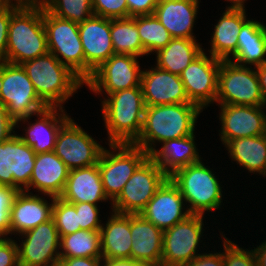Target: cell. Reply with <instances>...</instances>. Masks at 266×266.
I'll return each instance as SVG.
<instances>
[{
	"mask_svg": "<svg viewBox=\"0 0 266 266\" xmlns=\"http://www.w3.org/2000/svg\"><path fill=\"white\" fill-rule=\"evenodd\" d=\"M203 110L194 103L146 106L141 133L133 145L150 154L156 143L194 134Z\"/></svg>",
	"mask_w": 266,
	"mask_h": 266,
	"instance_id": "1",
	"label": "cell"
},
{
	"mask_svg": "<svg viewBox=\"0 0 266 266\" xmlns=\"http://www.w3.org/2000/svg\"><path fill=\"white\" fill-rule=\"evenodd\" d=\"M48 52L43 5H19L11 2L5 62L21 65Z\"/></svg>",
	"mask_w": 266,
	"mask_h": 266,
	"instance_id": "2",
	"label": "cell"
},
{
	"mask_svg": "<svg viewBox=\"0 0 266 266\" xmlns=\"http://www.w3.org/2000/svg\"><path fill=\"white\" fill-rule=\"evenodd\" d=\"M101 103L108 144H133L141 133L144 120L146 106L142 88L110 93Z\"/></svg>",
	"mask_w": 266,
	"mask_h": 266,
	"instance_id": "3",
	"label": "cell"
},
{
	"mask_svg": "<svg viewBox=\"0 0 266 266\" xmlns=\"http://www.w3.org/2000/svg\"><path fill=\"white\" fill-rule=\"evenodd\" d=\"M21 66L31 80L39 98L48 107L64 108L65 101L67 102L85 84L49 52L25 61Z\"/></svg>",
	"mask_w": 266,
	"mask_h": 266,
	"instance_id": "4",
	"label": "cell"
},
{
	"mask_svg": "<svg viewBox=\"0 0 266 266\" xmlns=\"http://www.w3.org/2000/svg\"><path fill=\"white\" fill-rule=\"evenodd\" d=\"M205 166L202 159L199 162L177 170L170 179L179 188L189 212L204 215L222 206V185L216 175Z\"/></svg>",
	"mask_w": 266,
	"mask_h": 266,
	"instance_id": "5",
	"label": "cell"
},
{
	"mask_svg": "<svg viewBox=\"0 0 266 266\" xmlns=\"http://www.w3.org/2000/svg\"><path fill=\"white\" fill-rule=\"evenodd\" d=\"M0 102L15 122V128L19 122H28L48 107L39 98L23 67L8 62H0Z\"/></svg>",
	"mask_w": 266,
	"mask_h": 266,
	"instance_id": "6",
	"label": "cell"
},
{
	"mask_svg": "<svg viewBox=\"0 0 266 266\" xmlns=\"http://www.w3.org/2000/svg\"><path fill=\"white\" fill-rule=\"evenodd\" d=\"M254 68L222 60L215 102L221 105L266 106L256 67Z\"/></svg>",
	"mask_w": 266,
	"mask_h": 266,
	"instance_id": "7",
	"label": "cell"
},
{
	"mask_svg": "<svg viewBox=\"0 0 266 266\" xmlns=\"http://www.w3.org/2000/svg\"><path fill=\"white\" fill-rule=\"evenodd\" d=\"M43 23L49 53L85 83V56L79 35V24L51 14L44 6Z\"/></svg>",
	"mask_w": 266,
	"mask_h": 266,
	"instance_id": "8",
	"label": "cell"
},
{
	"mask_svg": "<svg viewBox=\"0 0 266 266\" xmlns=\"http://www.w3.org/2000/svg\"><path fill=\"white\" fill-rule=\"evenodd\" d=\"M107 145L110 148H104L98 167L104 191L112 204L137 168L149 157V154L133 144Z\"/></svg>",
	"mask_w": 266,
	"mask_h": 266,
	"instance_id": "9",
	"label": "cell"
},
{
	"mask_svg": "<svg viewBox=\"0 0 266 266\" xmlns=\"http://www.w3.org/2000/svg\"><path fill=\"white\" fill-rule=\"evenodd\" d=\"M168 176L149 157L137 168L112 202V211L140 214Z\"/></svg>",
	"mask_w": 266,
	"mask_h": 266,
	"instance_id": "10",
	"label": "cell"
},
{
	"mask_svg": "<svg viewBox=\"0 0 266 266\" xmlns=\"http://www.w3.org/2000/svg\"><path fill=\"white\" fill-rule=\"evenodd\" d=\"M204 215L191 214L163 232L162 266H185L200 253Z\"/></svg>",
	"mask_w": 266,
	"mask_h": 266,
	"instance_id": "11",
	"label": "cell"
},
{
	"mask_svg": "<svg viewBox=\"0 0 266 266\" xmlns=\"http://www.w3.org/2000/svg\"><path fill=\"white\" fill-rule=\"evenodd\" d=\"M139 57L113 54L103 62L85 82L95 94L107 95L124 89L141 87L142 69ZM141 69V70H140Z\"/></svg>",
	"mask_w": 266,
	"mask_h": 266,
	"instance_id": "12",
	"label": "cell"
},
{
	"mask_svg": "<svg viewBox=\"0 0 266 266\" xmlns=\"http://www.w3.org/2000/svg\"><path fill=\"white\" fill-rule=\"evenodd\" d=\"M104 148L70 118L60 128L53 152L73 170L97 164Z\"/></svg>",
	"mask_w": 266,
	"mask_h": 266,
	"instance_id": "13",
	"label": "cell"
},
{
	"mask_svg": "<svg viewBox=\"0 0 266 266\" xmlns=\"http://www.w3.org/2000/svg\"><path fill=\"white\" fill-rule=\"evenodd\" d=\"M36 153L16 133L0 144V185L24 191L30 184Z\"/></svg>",
	"mask_w": 266,
	"mask_h": 266,
	"instance_id": "14",
	"label": "cell"
},
{
	"mask_svg": "<svg viewBox=\"0 0 266 266\" xmlns=\"http://www.w3.org/2000/svg\"><path fill=\"white\" fill-rule=\"evenodd\" d=\"M21 236L19 266H55L60 259V237L52 218Z\"/></svg>",
	"mask_w": 266,
	"mask_h": 266,
	"instance_id": "15",
	"label": "cell"
},
{
	"mask_svg": "<svg viewBox=\"0 0 266 266\" xmlns=\"http://www.w3.org/2000/svg\"><path fill=\"white\" fill-rule=\"evenodd\" d=\"M220 63L203 51L180 74L189 100L202 110L216 101Z\"/></svg>",
	"mask_w": 266,
	"mask_h": 266,
	"instance_id": "16",
	"label": "cell"
},
{
	"mask_svg": "<svg viewBox=\"0 0 266 266\" xmlns=\"http://www.w3.org/2000/svg\"><path fill=\"white\" fill-rule=\"evenodd\" d=\"M220 139L225 145L237 138L260 136L266 129V106L221 105Z\"/></svg>",
	"mask_w": 266,
	"mask_h": 266,
	"instance_id": "17",
	"label": "cell"
},
{
	"mask_svg": "<svg viewBox=\"0 0 266 266\" xmlns=\"http://www.w3.org/2000/svg\"><path fill=\"white\" fill-rule=\"evenodd\" d=\"M184 202L179 188L168 177L140 214L164 231L191 215Z\"/></svg>",
	"mask_w": 266,
	"mask_h": 266,
	"instance_id": "18",
	"label": "cell"
},
{
	"mask_svg": "<svg viewBox=\"0 0 266 266\" xmlns=\"http://www.w3.org/2000/svg\"><path fill=\"white\" fill-rule=\"evenodd\" d=\"M79 35L85 56V82L114 52L110 19L93 15L79 24Z\"/></svg>",
	"mask_w": 266,
	"mask_h": 266,
	"instance_id": "19",
	"label": "cell"
},
{
	"mask_svg": "<svg viewBox=\"0 0 266 266\" xmlns=\"http://www.w3.org/2000/svg\"><path fill=\"white\" fill-rule=\"evenodd\" d=\"M141 88L145 106L192 103L180 75L157 66L142 71Z\"/></svg>",
	"mask_w": 266,
	"mask_h": 266,
	"instance_id": "20",
	"label": "cell"
},
{
	"mask_svg": "<svg viewBox=\"0 0 266 266\" xmlns=\"http://www.w3.org/2000/svg\"><path fill=\"white\" fill-rule=\"evenodd\" d=\"M36 193L18 191L10 207V235H20L34 229L39 224L52 218L54 198L50 196L51 203Z\"/></svg>",
	"mask_w": 266,
	"mask_h": 266,
	"instance_id": "21",
	"label": "cell"
},
{
	"mask_svg": "<svg viewBox=\"0 0 266 266\" xmlns=\"http://www.w3.org/2000/svg\"><path fill=\"white\" fill-rule=\"evenodd\" d=\"M36 123H29L24 129L25 136L18 137L30 146L36 154L52 152L60 128L71 118L65 109L60 107H47L35 114Z\"/></svg>",
	"mask_w": 266,
	"mask_h": 266,
	"instance_id": "22",
	"label": "cell"
},
{
	"mask_svg": "<svg viewBox=\"0 0 266 266\" xmlns=\"http://www.w3.org/2000/svg\"><path fill=\"white\" fill-rule=\"evenodd\" d=\"M131 258L146 266H160L163 247V230L141 214H130Z\"/></svg>",
	"mask_w": 266,
	"mask_h": 266,
	"instance_id": "23",
	"label": "cell"
},
{
	"mask_svg": "<svg viewBox=\"0 0 266 266\" xmlns=\"http://www.w3.org/2000/svg\"><path fill=\"white\" fill-rule=\"evenodd\" d=\"M68 167L52 151L36 154L35 164L30 177V184L24 190L30 192L31 188L38 190L47 197H60L64 191L69 175Z\"/></svg>",
	"mask_w": 266,
	"mask_h": 266,
	"instance_id": "24",
	"label": "cell"
},
{
	"mask_svg": "<svg viewBox=\"0 0 266 266\" xmlns=\"http://www.w3.org/2000/svg\"><path fill=\"white\" fill-rule=\"evenodd\" d=\"M199 0H158L155 16L173 38L196 39L193 26Z\"/></svg>",
	"mask_w": 266,
	"mask_h": 266,
	"instance_id": "25",
	"label": "cell"
},
{
	"mask_svg": "<svg viewBox=\"0 0 266 266\" xmlns=\"http://www.w3.org/2000/svg\"><path fill=\"white\" fill-rule=\"evenodd\" d=\"M69 203H90L98 205L100 201L110 200L104 191L98 163L92 166L69 171L62 195Z\"/></svg>",
	"mask_w": 266,
	"mask_h": 266,
	"instance_id": "26",
	"label": "cell"
},
{
	"mask_svg": "<svg viewBox=\"0 0 266 266\" xmlns=\"http://www.w3.org/2000/svg\"><path fill=\"white\" fill-rule=\"evenodd\" d=\"M246 9L226 8L214 26L211 38V56L219 60H229L237 50L238 35L242 25L248 20Z\"/></svg>",
	"mask_w": 266,
	"mask_h": 266,
	"instance_id": "27",
	"label": "cell"
},
{
	"mask_svg": "<svg viewBox=\"0 0 266 266\" xmlns=\"http://www.w3.org/2000/svg\"><path fill=\"white\" fill-rule=\"evenodd\" d=\"M162 148L154 149L149 158L158 165L162 171L170 177L177 170L190 164L199 162L196 148L195 135L191 134L183 138L171 139L162 143Z\"/></svg>",
	"mask_w": 266,
	"mask_h": 266,
	"instance_id": "28",
	"label": "cell"
},
{
	"mask_svg": "<svg viewBox=\"0 0 266 266\" xmlns=\"http://www.w3.org/2000/svg\"><path fill=\"white\" fill-rule=\"evenodd\" d=\"M111 213L100 229L102 258H131L130 214L115 211Z\"/></svg>",
	"mask_w": 266,
	"mask_h": 266,
	"instance_id": "29",
	"label": "cell"
},
{
	"mask_svg": "<svg viewBox=\"0 0 266 266\" xmlns=\"http://www.w3.org/2000/svg\"><path fill=\"white\" fill-rule=\"evenodd\" d=\"M265 56L266 26L263 22L248 19L238 35L236 53L229 60L241 66L257 67L266 62Z\"/></svg>",
	"mask_w": 266,
	"mask_h": 266,
	"instance_id": "30",
	"label": "cell"
},
{
	"mask_svg": "<svg viewBox=\"0 0 266 266\" xmlns=\"http://www.w3.org/2000/svg\"><path fill=\"white\" fill-rule=\"evenodd\" d=\"M231 160L250 173L266 176V140L264 135L237 138L225 145Z\"/></svg>",
	"mask_w": 266,
	"mask_h": 266,
	"instance_id": "31",
	"label": "cell"
},
{
	"mask_svg": "<svg viewBox=\"0 0 266 266\" xmlns=\"http://www.w3.org/2000/svg\"><path fill=\"white\" fill-rule=\"evenodd\" d=\"M204 50L196 39L173 38L164 48L156 52V66L180 75Z\"/></svg>",
	"mask_w": 266,
	"mask_h": 266,
	"instance_id": "32",
	"label": "cell"
},
{
	"mask_svg": "<svg viewBox=\"0 0 266 266\" xmlns=\"http://www.w3.org/2000/svg\"><path fill=\"white\" fill-rule=\"evenodd\" d=\"M110 35L115 54L136 57L146 55L139 38L137 16L110 19Z\"/></svg>",
	"mask_w": 266,
	"mask_h": 266,
	"instance_id": "33",
	"label": "cell"
},
{
	"mask_svg": "<svg viewBox=\"0 0 266 266\" xmlns=\"http://www.w3.org/2000/svg\"><path fill=\"white\" fill-rule=\"evenodd\" d=\"M102 257L100 230H79L60 237V258Z\"/></svg>",
	"mask_w": 266,
	"mask_h": 266,
	"instance_id": "34",
	"label": "cell"
},
{
	"mask_svg": "<svg viewBox=\"0 0 266 266\" xmlns=\"http://www.w3.org/2000/svg\"><path fill=\"white\" fill-rule=\"evenodd\" d=\"M137 29L146 55L156 53L173 39L155 14L137 16Z\"/></svg>",
	"mask_w": 266,
	"mask_h": 266,
	"instance_id": "35",
	"label": "cell"
},
{
	"mask_svg": "<svg viewBox=\"0 0 266 266\" xmlns=\"http://www.w3.org/2000/svg\"><path fill=\"white\" fill-rule=\"evenodd\" d=\"M43 6L51 14L78 24L94 15L92 0H47Z\"/></svg>",
	"mask_w": 266,
	"mask_h": 266,
	"instance_id": "36",
	"label": "cell"
},
{
	"mask_svg": "<svg viewBox=\"0 0 266 266\" xmlns=\"http://www.w3.org/2000/svg\"><path fill=\"white\" fill-rule=\"evenodd\" d=\"M52 219L55 222L59 237L81 230L74 204L60 197L54 198Z\"/></svg>",
	"mask_w": 266,
	"mask_h": 266,
	"instance_id": "37",
	"label": "cell"
},
{
	"mask_svg": "<svg viewBox=\"0 0 266 266\" xmlns=\"http://www.w3.org/2000/svg\"><path fill=\"white\" fill-rule=\"evenodd\" d=\"M222 237L224 266H257L253 249H243L225 235Z\"/></svg>",
	"mask_w": 266,
	"mask_h": 266,
	"instance_id": "38",
	"label": "cell"
},
{
	"mask_svg": "<svg viewBox=\"0 0 266 266\" xmlns=\"http://www.w3.org/2000/svg\"><path fill=\"white\" fill-rule=\"evenodd\" d=\"M92 10L94 15L107 19L128 17L126 0H92Z\"/></svg>",
	"mask_w": 266,
	"mask_h": 266,
	"instance_id": "39",
	"label": "cell"
},
{
	"mask_svg": "<svg viewBox=\"0 0 266 266\" xmlns=\"http://www.w3.org/2000/svg\"><path fill=\"white\" fill-rule=\"evenodd\" d=\"M78 214L81 230H100L101 220L99 218L100 209L98 205L90 203H73Z\"/></svg>",
	"mask_w": 266,
	"mask_h": 266,
	"instance_id": "40",
	"label": "cell"
},
{
	"mask_svg": "<svg viewBox=\"0 0 266 266\" xmlns=\"http://www.w3.org/2000/svg\"><path fill=\"white\" fill-rule=\"evenodd\" d=\"M17 193L15 188L0 185V236L8 237L10 234L9 212Z\"/></svg>",
	"mask_w": 266,
	"mask_h": 266,
	"instance_id": "41",
	"label": "cell"
},
{
	"mask_svg": "<svg viewBox=\"0 0 266 266\" xmlns=\"http://www.w3.org/2000/svg\"><path fill=\"white\" fill-rule=\"evenodd\" d=\"M0 266H19L17 241L0 236Z\"/></svg>",
	"mask_w": 266,
	"mask_h": 266,
	"instance_id": "42",
	"label": "cell"
},
{
	"mask_svg": "<svg viewBox=\"0 0 266 266\" xmlns=\"http://www.w3.org/2000/svg\"><path fill=\"white\" fill-rule=\"evenodd\" d=\"M11 19V2L0 8V62H5L8 30Z\"/></svg>",
	"mask_w": 266,
	"mask_h": 266,
	"instance_id": "43",
	"label": "cell"
},
{
	"mask_svg": "<svg viewBox=\"0 0 266 266\" xmlns=\"http://www.w3.org/2000/svg\"><path fill=\"white\" fill-rule=\"evenodd\" d=\"M128 17L154 14L158 0H126Z\"/></svg>",
	"mask_w": 266,
	"mask_h": 266,
	"instance_id": "44",
	"label": "cell"
},
{
	"mask_svg": "<svg viewBox=\"0 0 266 266\" xmlns=\"http://www.w3.org/2000/svg\"><path fill=\"white\" fill-rule=\"evenodd\" d=\"M185 266H224L223 251L201 253Z\"/></svg>",
	"mask_w": 266,
	"mask_h": 266,
	"instance_id": "45",
	"label": "cell"
},
{
	"mask_svg": "<svg viewBox=\"0 0 266 266\" xmlns=\"http://www.w3.org/2000/svg\"><path fill=\"white\" fill-rule=\"evenodd\" d=\"M15 133V122L8 116L6 107L0 102V144Z\"/></svg>",
	"mask_w": 266,
	"mask_h": 266,
	"instance_id": "46",
	"label": "cell"
},
{
	"mask_svg": "<svg viewBox=\"0 0 266 266\" xmlns=\"http://www.w3.org/2000/svg\"><path fill=\"white\" fill-rule=\"evenodd\" d=\"M102 262V257L60 258L55 266H101Z\"/></svg>",
	"mask_w": 266,
	"mask_h": 266,
	"instance_id": "47",
	"label": "cell"
},
{
	"mask_svg": "<svg viewBox=\"0 0 266 266\" xmlns=\"http://www.w3.org/2000/svg\"><path fill=\"white\" fill-rule=\"evenodd\" d=\"M101 266H146L144 263L135 261L132 258L103 259Z\"/></svg>",
	"mask_w": 266,
	"mask_h": 266,
	"instance_id": "48",
	"label": "cell"
},
{
	"mask_svg": "<svg viewBox=\"0 0 266 266\" xmlns=\"http://www.w3.org/2000/svg\"><path fill=\"white\" fill-rule=\"evenodd\" d=\"M253 251L257 266H266V241L262 242L257 248L254 247Z\"/></svg>",
	"mask_w": 266,
	"mask_h": 266,
	"instance_id": "49",
	"label": "cell"
},
{
	"mask_svg": "<svg viewBox=\"0 0 266 266\" xmlns=\"http://www.w3.org/2000/svg\"><path fill=\"white\" fill-rule=\"evenodd\" d=\"M260 88L263 96L266 99V62L256 67Z\"/></svg>",
	"mask_w": 266,
	"mask_h": 266,
	"instance_id": "50",
	"label": "cell"
},
{
	"mask_svg": "<svg viewBox=\"0 0 266 266\" xmlns=\"http://www.w3.org/2000/svg\"><path fill=\"white\" fill-rule=\"evenodd\" d=\"M19 5H44L47 0H10Z\"/></svg>",
	"mask_w": 266,
	"mask_h": 266,
	"instance_id": "51",
	"label": "cell"
},
{
	"mask_svg": "<svg viewBox=\"0 0 266 266\" xmlns=\"http://www.w3.org/2000/svg\"><path fill=\"white\" fill-rule=\"evenodd\" d=\"M230 2V6H226V8H235V9H244L246 0H226Z\"/></svg>",
	"mask_w": 266,
	"mask_h": 266,
	"instance_id": "52",
	"label": "cell"
},
{
	"mask_svg": "<svg viewBox=\"0 0 266 266\" xmlns=\"http://www.w3.org/2000/svg\"><path fill=\"white\" fill-rule=\"evenodd\" d=\"M10 2V0H0V8L8 5Z\"/></svg>",
	"mask_w": 266,
	"mask_h": 266,
	"instance_id": "53",
	"label": "cell"
},
{
	"mask_svg": "<svg viewBox=\"0 0 266 266\" xmlns=\"http://www.w3.org/2000/svg\"><path fill=\"white\" fill-rule=\"evenodd\" d=\"M263 135H264V137H265V140H266V129H265V132H264V134H263Z\"/></svg>",
	"mask_w": 266,
	"mask_h": 266,
	"instance_id": "54",
	"label": "cell"
}]
</instances>
